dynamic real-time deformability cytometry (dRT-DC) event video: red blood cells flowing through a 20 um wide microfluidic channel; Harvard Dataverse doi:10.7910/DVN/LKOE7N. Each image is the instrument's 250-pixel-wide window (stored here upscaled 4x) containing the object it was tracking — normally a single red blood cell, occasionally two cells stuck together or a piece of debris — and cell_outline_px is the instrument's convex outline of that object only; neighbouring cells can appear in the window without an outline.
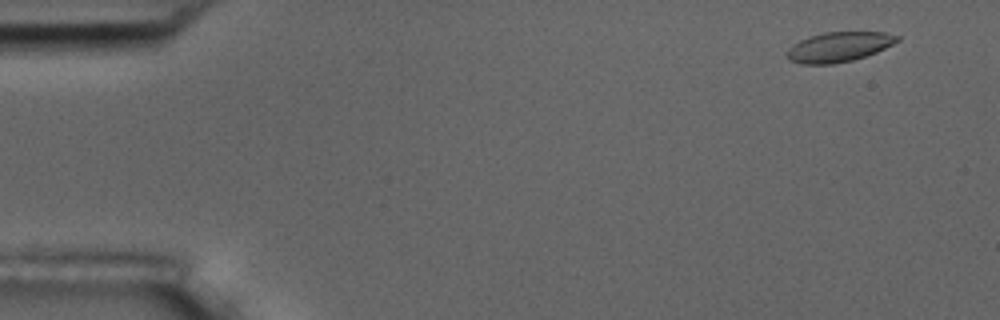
{"species": "common noctule bat (a hibernating species)", "species_latin": "Nyctalus noctula", "temperature_condition": "room temperature", "stored_images_in_passage": 56, "camera_frame_rate_fps": 3000, "um_per_image_px": 0.085, "animal": {"sex": "male", "body_mass_g": 17.5, "forearm_length_mm": 52.3}, "frame": {"image": 1, "passage_image": 4, "time_ms": 1.0, "image_size_px": [1000, 320], "cell_outline_px": [[900, 40], [876, 52], [852, 60], [832, 64], [800, 64], [788, 60], [788, 48], [792, 44], [808, 36], [824, 32], [884, 32], [900, 36]], "centroid_in_image_um": [71.28, 3.98], "position_along_channel_um": 13.7, "area_um2": 19.13}}
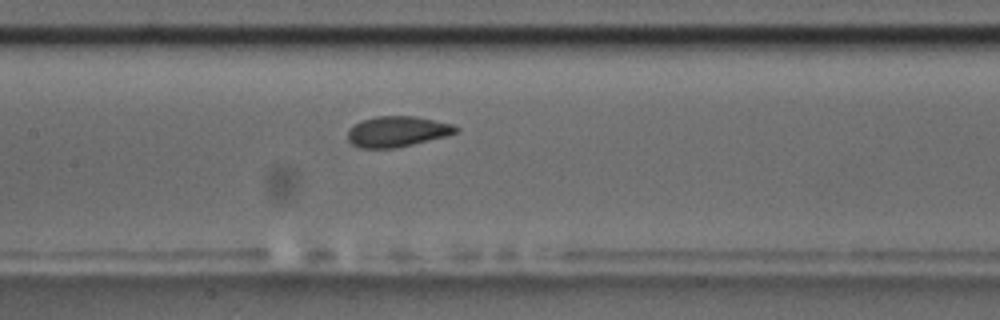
{"frame": {"image": 2, "passage_image": 27, "time_ms": 8.667, "image_size_px": [1000, 320], "cell_outline_px": [[460, 132], [396, 148], [360, 148], [352, 144], [348, 140], [348, 128], [352, 124], [360, 120], [376, 116], [416, 116], [452, 124], [460, 128]], "centroid_in_image_um": [33.73, 11.17], "position_along_channel_um": 173.7, "area_um2": 19.42}}
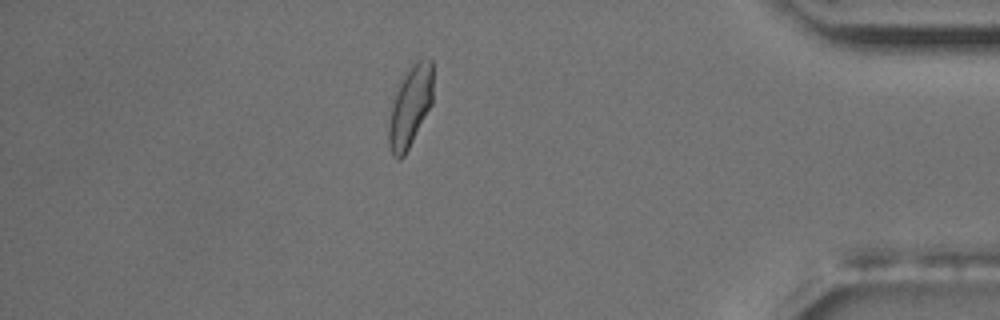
{"frame": {"image": 3, "passage_image": 49, "time_ms": 16.0, "image_size_px": [1000, 320], "cell_outline_px": [[432, 104], [404, 156], [400, 160], [396, 160], [392, 156], [388, 144], [388, 124], [396, 84], [400, 76], [408, 64], [412, 60], [432, 60]], "centroid_in_image_um": [34.82, 9.0], "position_along_channel_um": 400.4, "area_um2": 21.56}, "authors_computed_cell_mechanics": {"area_um2": 19.4208, "velocity_mm_per_s": 3.6086, "shape_relaxation_time_tau1_ms": 5.8817, "shape_relaxation_time_tau2_ms": 1.0606, "deformation_change_tau1": 0.125, "deformation_change_tau2": 0.0468}}